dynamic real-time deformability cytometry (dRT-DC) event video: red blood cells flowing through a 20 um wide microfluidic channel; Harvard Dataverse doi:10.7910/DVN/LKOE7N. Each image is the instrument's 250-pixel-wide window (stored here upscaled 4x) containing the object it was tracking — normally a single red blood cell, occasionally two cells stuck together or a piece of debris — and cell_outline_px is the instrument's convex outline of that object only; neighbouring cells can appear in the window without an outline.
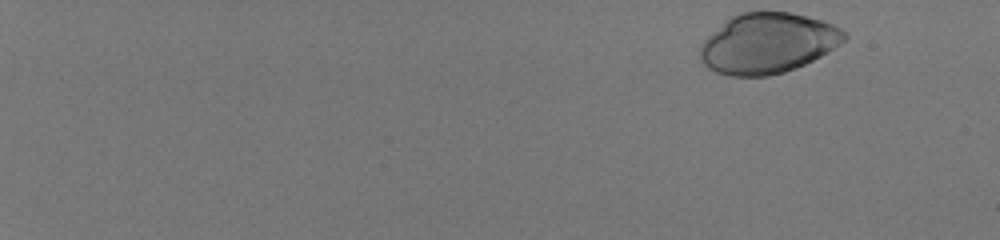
{"species": "human", "species_latin": "Homo sapiens", "temperature_condition": "room temperature", "stored_images_in_passage": 50, "camera_frame_rate_fps": 3000, "um_per_image_px": 0.085, "donor": {"sex": "male"}, "frame": {"image": 1, "passage_image": 1, "time_ms": 0.0, "image_size_px": [1000, 240], "cell_outline_px": [[848, 36], [844, 40], [828, 52], [796, 68], [784, 72], [768, 76], [732, 76], [716, 72], [708, 68], [700, 60], [700, 44], [708, 36], [732, 16], [740, 12], [788, 12], [820, 20], [832, 24], [848, 32]], "centroid_in_image_um": [65.25, 3.69], "position_along_channel_um": 19.7, "area_um2": 50.34}}
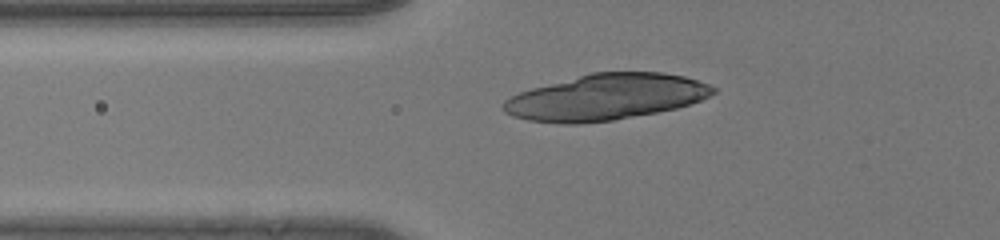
{"frame": {"image": 2, "passage_image": 20, "time_ms": 6.333, "image_size_px": [1000, 240], "cell_outline_px": [[716, 92], [700, 100], [676, 108], [656, 112], [612, 120], [580, 124], [560, 124], [528, 120], [512, 116], [504, 112], [500, 108], [500, 104], [504, 100], [520, 92], [532, 88], [592, 72], [660, 72], [684, 76], [708, 84], [716, 88]], "centroid_in_image_um": [51.45, 8.26], "position_along_channel_um": 74.4, "area_um2": 56.07}}